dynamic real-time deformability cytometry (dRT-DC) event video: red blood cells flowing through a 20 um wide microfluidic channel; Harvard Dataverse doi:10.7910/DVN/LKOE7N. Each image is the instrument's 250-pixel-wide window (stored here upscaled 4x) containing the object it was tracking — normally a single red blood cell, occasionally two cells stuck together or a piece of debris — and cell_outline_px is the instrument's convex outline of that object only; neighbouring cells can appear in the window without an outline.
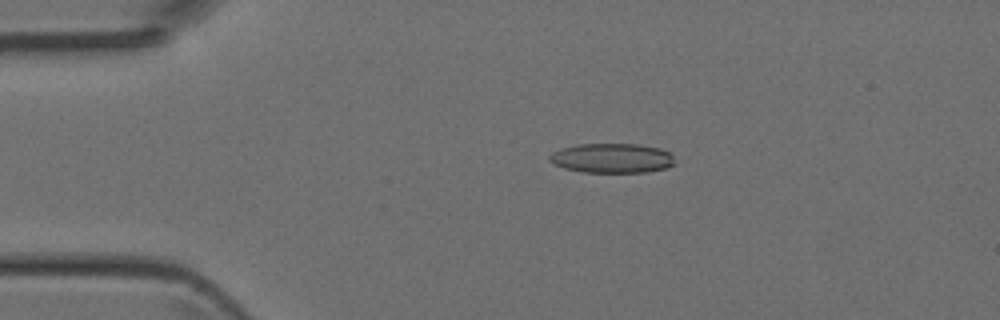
{"species": "Egyptian fruit bat (a non-hibernating species)", "species_latin": "Rousettus aegyptiacus", "temperature_condition": "room temperature", "stored_images_in_passage": 3, "camera_frame_rate_fps": 3000, "um_per_image_px": 0.085, "animal": {"sex": "female"}, "frame": {"image": 1, "passage_image": 2, "time_ms": 0.333, "image_size_px": [1000, 320], "cell_outline_px": [[676, 164], [668, 168], [648, 172], [584, 172], [564, 168], [552, 164], [548, 160], [548, 156], [552, 152], [560, 148], [576, 144], [636, 144], [660, 148], [668, 152], [672, 156]], "centroid_in_image_um": [52.0, 13.44], "position_along_channel_um": 33.0, "area_um2": 21.85}}